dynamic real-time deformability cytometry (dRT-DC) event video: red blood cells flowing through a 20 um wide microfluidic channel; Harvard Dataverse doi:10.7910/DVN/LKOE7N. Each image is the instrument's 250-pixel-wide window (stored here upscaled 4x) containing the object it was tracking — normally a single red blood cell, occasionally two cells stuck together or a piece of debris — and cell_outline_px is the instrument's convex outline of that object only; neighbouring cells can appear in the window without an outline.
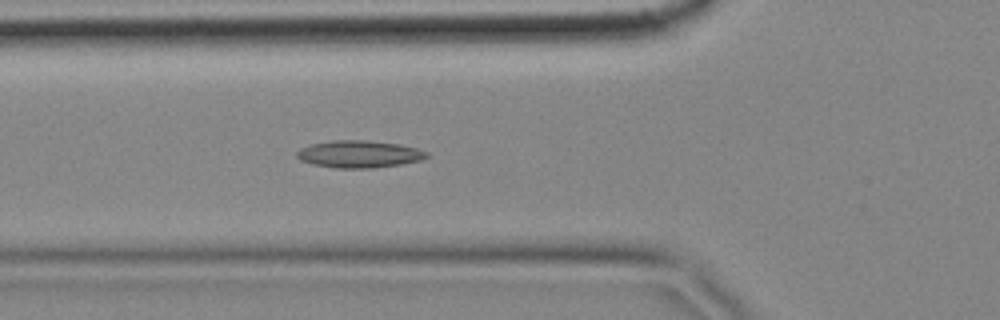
{"species": "common noctule bat (a hibernating species)", "species_latin": "Nyctalus noctula", "temperature_condition": "cold", "stored_images_in_passage": 51, "camera_frame_rate_fps": 3000, "um_per_image_px": 0.085, "animal": {"sex": "female", "body_mass_g": 18.4}, "frame": {"image": 1, "passage_image": 14, "time_ms": 4.333, "image_size_px": [1000, 320], "cell_outline_px": [[428, 156], [420, 160], [400, 164], [372, 168], [336, 168], [312, 164], [300, 160], [296, 156], [296, 152], [300, 148], [312, 144], [332, 140], [368, 140], [400, 144], [416, 148], [428, 152]], "centroid_in_image_um": [30.5, 13.09], "position_along_channel_um": 95.3, "area_um2": 20.58}}
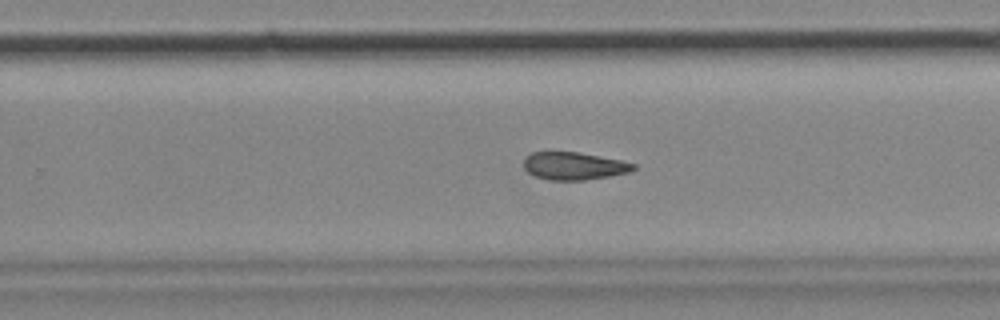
{"frame": {"image": 2, "passage_image": 30, "time_ms": 9.667, "image_size_px": [1000, 320], "cell_outline_px": [[636, 168], [632, 172], [584, 180], [548, 180], [536, 176], [528, 172], [524, 168], [524, 160], [532, 152], [580, 152], [620, 160], [636, 164]], "centroid_in_image_um": [48.81, 14.11], "position_along_channel_um": 281.0, "area_um2": 17.63}}
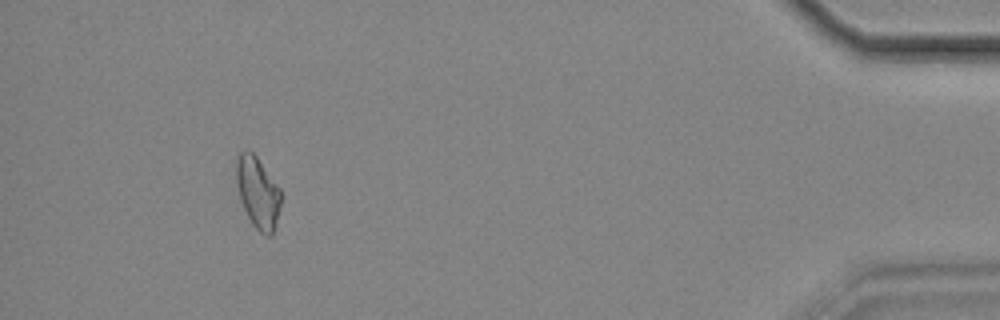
{"frame": {"image": 3, "passage_image": 47, "time_ms": 15.333, "image_size_px": [1000, 320], "cell_outline_px": [[280, 204], [272, 236], [268, 236], [260, 232], [252, 224], [240, 200], [236, 180], [236, 160], [240, 152], [248, 148], [256, 156], [280, 188]], "centroid_in_image_um": [21.89, 16.34], "position_along_channel_um": 413.3, "area_um2": 18.32}}